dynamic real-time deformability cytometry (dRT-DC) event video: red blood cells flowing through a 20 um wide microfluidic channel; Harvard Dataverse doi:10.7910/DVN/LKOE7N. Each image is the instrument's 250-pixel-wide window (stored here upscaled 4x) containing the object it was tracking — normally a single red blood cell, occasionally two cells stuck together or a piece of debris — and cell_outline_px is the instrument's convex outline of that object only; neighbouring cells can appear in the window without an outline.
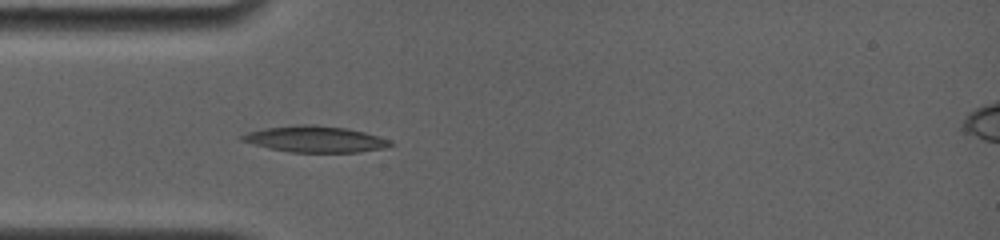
{"species": "common noctule bat (a hibernating species)", "species_latin": "Nyctalus noctula", "temperature_condition": "room temperature", "stored_images_in_passage": 37, "camera_frame_rate_fps": 4000, "um_per_image_px": 0.085, "animal": {"sex": "female", "body_mass_g": 19.0, "forearm_length_mm": 56.7}, "frame": {"image": 1, "passage_image": 5, "time_ms": 2.25, "image_size_px": [1000, 240], "cell_outline_px": [[396, 144], [384, 148], [360, 152], [292, 152], [268, 148], [240, 140], [240, 136], [248, 132], [264, 128], [300, 124], [312, 124], [348, 128], [364, 132], [392, 140]], "centroid_in_image_um": [26.83, 11.82], "position_along_channel_um": 58.2, "area_um2": 22.77}}
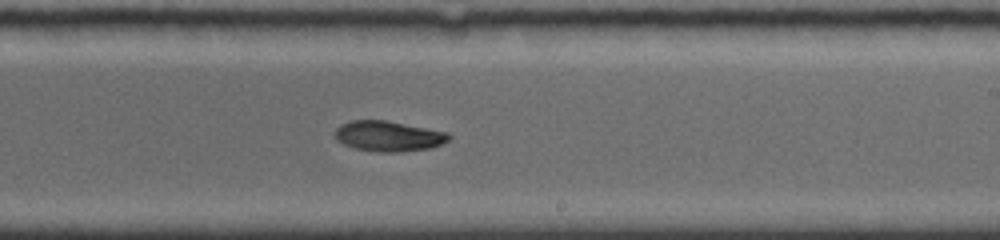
{"frame": {"image": 2, "passage_image": 20, "time_ms": 7.5, "image_size_px": [1000, 240], "cell_outline_px": [[452, 136], [448, 140], [432, 148], [396, 152], [376, 152], [356, 148], [344, 144], [336, 140], [336, 128], [352, 120], [384, 120], [448, 132]], "centroid_in_image_um": [33.04, 11.58], "position_along_channel_um": 256.0, "area_um2": 19.94}}
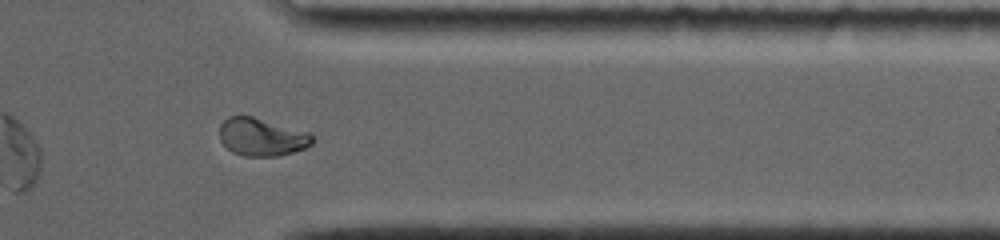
{"frame": {"image": 3, "passage_image": 30, "time_ms": 11.0, "image_size_px": [1000, 240], "cell_outline_px": [[312, 144], [304, 148], [292, 152], [276, 156], [244, 156], [232, 152], [220, 140], [220, 124], [228, 116], [252, 116], [308, 132], [312, 136]], "centroid_in_image_um": [22.22, 11.64], "position_along_channel_um": 389.2, "area_um2": 20.23}, "authors_computed_cell_mechanics": {"area_um2": 20.6924, "velocity_mm_per_s": 3.7955, "shape_relaxation_time_tau1_ms": 5.3309, "shape_relaxation_time_tau2_ms": null, "deformation_change_tau1": 0.1912, "deformation_change_tau2": null}}